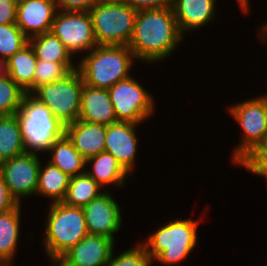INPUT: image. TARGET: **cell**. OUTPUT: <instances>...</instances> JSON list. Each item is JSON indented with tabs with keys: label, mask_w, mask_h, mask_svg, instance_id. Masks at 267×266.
<instances>
[{
	"label": "cell",
	"mask_w": 267,
	"mask_h": 266,
	"mask_svg": "<svg viewBox=\"0 0 267 266\" xmlns=\"http://www.w3.org/2000/svg\"><path fill=\"white\" fill-rule=\"evenodd\" d=\"M37 60L54 63H77V60L52 32L39 34L28 39Z\"/></svg>",
	"instance_id": "cell-24"
},
{
	"label": "cell",
	"mask_w": 267,
	"mask_h": 266,
	"mask_svg": "<svg viewBox=\"0 0 267 266\" xmlns=\"http://www.w3.org/2000/svg\"><path fill=\"white\" fill-rule=\"evenodd\" d=\"M8 75L7 59L0 58V80Z\"/></svg>",
	"instance_id": "cell-38"
},
{
	"label": "cell",
	"mask_w": 267,
	"mask_h": 266,
	"mask_svg": "<svg viewBox=\"0 0 267 266\" xmlns=\"http://www.w3.org/2000/svg\"><path fill=\"white\" fill-rule=\"evenodd\" d=\"M24 153L23 139L16 114L0 116V163Z\"/></svg>",
	"instance_id": "cell-25"
},
{
	"label": "cell",
	"mask_w": 267,
	"mask_h": 266,
	"mask_svg": "<svg viewBox=\"0 0 267 266\" xmlns=\"http://www.w3.org/2000/svg\"><path fill=\"white\" fill-rule=\"evenodd\" d=\"M46 214L40 244L49 263L56 262L70 248L88 235L82 207L58 203H46Z\"/></svg>",
	"instance_id": "cell-3"
},
{
	"label": "cell",
	"mask_w": 267,
	"mask_h": 266,
	"mask_svg": "<svg viewBox=\"0 0 267 266\" xmlns=\"http://www.w3.org/2000/svg\"><path fill=\"white\" fill-rule=\"evenodd\" d=\"M16 116L25 153L45 157L55 141L65 134V125L32 94H25Z\"/></svg>",
	"instance_id": "cell-5"
},
{
	"label": "cell",
	"mask_w": 267,
	"mask_h": 266,
	"mask_svg": "<svg viewBox=\"0 0 267 266\" xmlns=\"http://www.w3.org/2000/svg\"><path fill=\"white\" fill-rule=\"evenodd\" d=\"M107 126L77 120L65 126V134L79 154L88 159L105 151Z\"/></svg>",
	"instance_id": "cell-19"
},
{
	"label": "cell",
	"mask_w": 267,
	"mask_h": 266,
	"mask_svg": "<svg viewBox=\"0 0 267 266\" xmlns=\"http://www.w3.org/2000/svg\"><path fill=\"white\" fill-rule=\"evenodd\" d=\"M88 12L98 45H129L138 11L122 0H100Z\"/></svg>",
	"instance_id": "cell-7"
},
{
	"label": "cell",
	"mask_w": 267,
	"mask_h": 266,
	"mask_svg": "<svg viewBox=\"0 0 267 266\" xmlns=\"http://www.w3.org/2000/svg\"><path fill=\"white\" fill-rule=\"evenodd\" d=\"M26 92L9 75L0 80V116L14 115L20 109Z\"/></svg>",
	"instance_id": "cell-28"
},
{
	"label": "cell",
	"mask_w": 267,
	"mask_h": 266,
	"mask_svg": "<svg viewBox=\"0 0 267 266\" xmlns=\"http://www.w3.org/2000/svg\"><path fill=\"white\" fill-rule=\"evenodd\" d=\"M267 86V85H266ZM267 89V88H266ZM247 100L231 103L228 116L239 125V143L232 148L229 163L239 167L267 137V90ZM230 114V115H229Z\"/></svg>",
	"instance_id": "cell-6"
},
{
	"label": "cell",
	"mask_w": 267,
	"mask_h": 266,
	"mask_svg": "<svg viewBox=\"0 0 267 266\" xmlns=\"http://www.w3.org/2000/svg\"><path fill=\"white\" fill-rule=\"evenodd\" d=\"M43 161V162H42ZM71 177L50 162L41 160L36 197L48 199V204L62 202Z\"/></svg>",
	"instance_id": "cell-21"
},
{
	"label": "cell",
	"mask_w": 267,
	"mask_h": 266,
	"mask_svg": "<svg viewBox=\"0 0 267 266\" xmlns=\"http://www.w3.org/2000/svg\"><path fill=\"white\" fill-rule=\"evenodd\" d=\"M140 125L143 124L118 121L107 126L106 130L105 151L111 153L131 176L138 167L135 163L140 148V133L137 131Z\"/></svg>",
	"instance_id": "cell-13"
},
{
	"label": "cell",
	"mask_w": 267,
	"mask_h": 266,
	"mask_svg": "<svg viewBox=\"0 0 267 266\" xmlns=\"http://www.w3.org/2000/svg\"><path fill=\"white\" fill-rule=\"evenodd\" d=\"M105 190L86 172L73 176L64 200V204L73 207H84L99 197Z\"/></svg>",
	"instance_id": "cell-26"
},
{
	"label": "cell",
	"mask_w": 267,
	"mask_h": 266,
	"mask_svg": "<svg viewBox=\"0 0 267 266\" xmlns=\"http://www.w3.org/2000/svg\"><path fill=\"white\" fill-rule=\"evenodd\" d=\"M267 164V137L255 151L238 167L254 176Z\"/></svg>",
	"instance_id": "cell-31"
},
{
	"label": "cell",
	"mask_w": 267,
	"mask_h": 266,
	"mask_svg": "<svg viewBox=\"0 0 267 266\" xmlns=\"http://www.w3.org/2000/svg\"><path fill=\"white\" fill-rule=\"evenodd\" d=\"M17 204L10 196L3 175L0 172V214L12 210Z\"/></svg>",
	"instance_id": "cell-35"
},
{
	"label": "cell",
	"mask_w": 267,
	"mask_h": 266,
	"mask_svg": "<svg viewBox=\"0 0 267 266\" xmlns=\"http://www.w3.org/2000/svg\"><path fill=\"white\" fill-rule=\"evenodd\" d=\"M218 3V0H173L172 10L181 35L185 38L188 33L218 21Z\"/></svg>",
	"instance_id": "cell-15"
},
{
	"label": "cell",
	"mask_w": 267,
	"mask_h": 266,
	"mask_svg": "<svg viewBox=\"0 0 267 266\" xmlns=\"http://www.w3.org/2000/svg\"><path fill=\"white\" fill-rule=\"evenodd\" d=\"M266 21H264L262 24H259L258 27L260 28H256V32H257V38H259V40H267V18L265 19Z\"/></svg>",
	"instance_id": "cell-37"
},
{
	"label": "cell",
	"mask_w": 267,
	"mask_h": 266,
	"mask_svg": "<svg viewBox=\"0 0 267 266\" xmlns=\"http://www.w3.org/2000/svg\"><path fill=\"white\" fill-rule=\"evenodd\" d=\"M79 120L105 126L118 122L108 89L83 85Z\"/></svg>",
	"instance_id": "cell-18"
},
{
	"label": "cell",
	"mask_w": 267,
	"mask_h": 266,
	"mask_svg": "<svg viewBox=\"0 0 267 266\" xmlns=\"http://www.w3.org/2000/svg\"><path fill=\"white\" fill-rule=\"evenodd\" d=\"M184 40L172 8L146 9L137 12L128 47L139 65L156 66L173 56Z\"/></svg>",
	"instance_id": "cell-1"
},
{
	"label": "cell",
	"mask_w": 267,
	"mask_h": 266,
	"mask_svg": "<svg viewBox=\"0 0 267 266\" xmlns=\"http://www.w3.org/2000/svg\"><path fill=\"white\" fill-rule=\"evenodd\" d=\"M130 77L120 80L108 89L117 121L144 124L156 115L157 102L152 92L140 80Z\"/></svg>",
	"instance_id": "cell-8"
},
{
	"label": "cell",
	"mask_w": 267,
	"mask_h": 266,
	"mask_svg": "<svg viewBox=\"0 0 267 266\" xmlns=\"http://www.w3.org/2000/svg\"><path fill=\"white\" fill-rule=\"evenodd\" d=\"M77 69V63H54L37 60L33 78V92L42 85L63 80Z\"/></svg>",
	"instance_id": "cell-27"
},
{
	"label": "cell",
	"mask_w": 267,
	"mask_h": 266,
	"mask_svg": "<svg viewBox=\"0 0 267 266\" xmlns=\"http://www.w3.org/2000/svg\"><path fill=\"white\" fill-rule=\"evenodd\" d=\"M17 5L12 0H0V25L16 23Z\"/></svg>",
	"instance_id": "cell-34"
},
{
	"label": "cell",
	"mask_w": 267,
	"mask_h": 266,
	"mask_svg": "<svg viewBox=\"0 0 267 266\" xmlns=\"http://www.w3.org/2000/svg\"><path fill=\"white\" fill-rule=\"evenodd\" d=\"M45 158L70 177L85 172L86 159L79 154L66 134L55 141Z\"/></svg>",
	"instance_id": "cell-22"
},
{
	"label": "cell",
	"mask_w": 267,
	"mask_h": 266,
	"mask_svg": "<svg viewBox=\"0 0 267 266\" xmlns=\"http://www.w3.org/2000/svg\"><path fill=\"white\" fill-rule=\"evenodd\" d=\"M123 250L117 253L114 249L106 266H153L145 246L140 241Z\"/></svg>",
	"instance_id": "cell-29"
},
{
	"label": "cell",
	"mask_w": 267,
	"mask_h": 266,
	"mask_svg": "<svg viewBox=\"0 0 267 266\" xmlns=\"http://www.w3.org/2000/svg\"><path fill=\"white\" fill-rule=\"evenodd\" d=\"M136 11L172 8L173 0H122Z\"/></svg>",
	"instance_id": "cell-32"
},
{
	"label": "cell",
	"mask_w": 267,
	"mask_h": 266,
	"mask_svg": "<svg viewBox=\"0 0 267 266\" xmlns=\"http://www.w3.org/2000/svg\"><path fill=\"white\" fill-rule=\"evenodd\" d=\"M114 194V191H105L84 206L83 211L88 234L105 236L117 243L115 237L124 226V207L116 200Z\"/></svg>",
	"instance_id": "cell-12"
},
{
	"label": "cell",
	"mask_w": 267,
	"mask_h": 266,
	"mask_svg": "<svg viewBox=\"0 0 267 266\" xmlns=\"http://www.w3.org/2000/svg\"><path fill=\"white\" fill-rule=\"evenodd\" d=\"M57 11L54 0H27L17 6L16 25L28 38L50 32Z\"/></svg>",
	"instance_id": "cell-16"
},
{
	"label": "cell",
	"mask_w": 267,
	"mask_h": 266,
	"mask_svg": "<svg viewBox=\"0 0 267 266\" xmlns=\"http://www.w3.org/2000/svg\"><path fill=\"white\" fill-rule=\"evenodd\" d=\"M139 63L128 46L97 45L77 63L83 83L109 89L120 80L130 77Z\"/></svg>",
	"instance_id": "cell-4"
},
{
	"label": "cell",
	"mask_w": 267,
	"mask_h": 266,
	"mask_svg": "<svg viewBox=\"0 0 267 266\" xmlns=\"http://www.w3.org/2000/svg\"><path fill=\"white\" fill-rule=\"evenodd\" d=\"M255 176L264 178L267 185V164Z\"/></svg>",
	"instance_id": "cell-39"
},
{
	"label": "cell",
	"mask_w": 267,
	"mask_h": 266,
	"mask_svg": "<svg viewBox=\"0 0 267 266\" xmlns=\"http://www.w3.org/2000/svg\"><path fill=\"white\" fill-rule=\"evenodd\" d=\"M37 58L28 43L7 60L8 75L26 93H33V78Z\"/></svg>",
	"instance_id": "cell-23"
},
{
	"label": "cell",
	"mask_w": 267,
	"mask_h": 266,
	"mask_svg": "<svg viewBox=\"0 0 267 266\" xmlns=\"http://www.w3.org/2000/svg\"><path fill=\"white\" fill-rule=\"evenodd\" d=\"M22 204L0 214V265H14L18 246L21 243ZM20 242V243H19Z\"/></svg>",
	"instance_id": "cell-20"
},
{
	"label": "cell",
	"mask_w": 267,
	"mask_h": 266,
	"mask_svg": "<svg viewBox=\"0 0 267 266\" xmlns=\"http://www.w3.org/2000/svg\"><path fill=\"white\" fill-rule=\"evenodd\" d=\"M206 211L201 213L198 219L173 218L163 222L154 231L148 233V237L140 241L146 248L153 265L176 266L193 253L199 245L198 228L202 220L206 218ZM202 219V220H201Z\"/></svg>",
	"instance_id": "cell-2"
},
{
	"label": "cell",
	"mask_w": 267,
	"mask_h": 266,
	"mask_svg": "<svg viewBox=\"0 0 267 266\" xmlns=\"http://www.w3.org/2000/svg\"><path fill=\"white\" fill-rule=\"evenodd\" d=\"M83 85L82 76L76 69L63 80L40 86L32 95L66 126L79 119Z\"/></svg>",
	"instance_id": "cell-9"
},
{
	"label": "cell",
	"mask_w": 267,
	"mask_h": 266,
	"mask_svg": "<svg viewBox=\"0 0 267 266\" xmlns=\"http://www.w3.org/2000/svg\"><path fill=\"white\" fill-rule=\"evenodd\" d=\"M28 37L16 25H0V58L9 59L28 44Z\"/></svg>",
	"instance_id": "cell-30"
},
{
	"label": "cell",
	"mask_w": 267,
	"mask_h": 266,
	"mask_svg": "<svg viewBox=\"0 0 267 266\" xmlns=\"http://www.w3.org/2000/svg\"><path fill=\"white\" fill-rule=\"evenodd\" d=\"M58 10L89 11L100 0H54Z\"/></svg>",
	"instance_id": "cell-33"
},
{
	"label": "cell",
	"mask_w": 267,
	"mask_h": 266,
	"mask_svg": "<svg viewBox=\"0 0 267 266\" xmlns=\"http://www.w3.org/2000/svg\"><path fill=\"white\" fill-rule=\"evenodd\" d=\"M259 41H261V44L263 45V44H267V40H259ZM266 81H267V76H266ZM267 84V83H266Z\"/></svg>",
	"instance_id": "cell-41"
},
{
	"label": "cell",
	"mask_w": 267,
	"mask_h": 266,
	"mask_svg": "<svg viewBox=\"0 0 267 266\" xmlns=\"http://www.w3.org/2000/svg\"><path fill=\"white\" fill-rule=\"evenodd\" d=\"M116 242L101 235H86L55 263L59 266H106Z\"/></svg>",
	"instance_id": "cell-14"
},
{
	"label": "cell",
	"mask_w": 267,
	"mask_h": 266,
	"mask_svg": "<svg viewBox=\"0 0 267 266\" xmlns=\"http://www.w3.org/2000/svg\"><path fill=\"white\" fill-rule=\"evenodd\" d=\"M85 172L92 177L105 191L114 187L125 188L131 175L122 167L119 161L109 152L103 151L86 159Z\"/></svg>",
	"instance_id": "cell-17"
},
{
	"label": "cell",
	"mask_w": 267,
	"mask_h": 266,
	"mask_svg": "<svg viewBox=\"0 0 267 266\" xmlns=\"http://www.w3.org/2000/svg\"><path fill=\"white\" fill-rule=\"evenodd\" d=\"M50 32L63 42L77 61L98 45L88 11L58 10Z\"/></svg>",
	"instance_id": "cell-10"
},
{
	"label": "cell",
	"mask_w": 267,
	"mask_h": 266,
	"mask_svg": "<svg viewBox=\"0 0 267 266\" xmlns=\"http://www.w3.org/2000/svg\"><path fill=\"white\" fill-rule=\"evenodd\" d=\"M236 4H238L239 8L241 9V12L244 14H249L250 11L252 10V3L251 0H236Z\"/></svg>",
	"instance_id": "cell-36"
},
{
	"label": "cell",
	"mask_w": 267,
	"mask_h": 266,
	"mask_svg": "<svg viewBox=\"0 0 267 266\" xmlns=\"http://www.w3.org/2000/svg\"><path fill=\"white\" fill-rule=\"evenodd\" d=\"M42 158L44 157L24 153L0 163V172L7 185L8 192L18 204H23V199L32 197L34 199V196L36 197Z\"/></svg>",
	"instance_id": "cell-11"
},
{
	"label": "cell",
	"mask_w": 267,
	"mask_h": 266,
	"mask_svg": "<svg viewBox=\"0 0 267 266\" xmlns=\"http://www.w3.org/2000/svg\"><path fill=\"white\" fill-rule=\"evenodd\" d=\"M17 6L21 3L26 2L27 0H12Z\"/></svg>",
	"instance_id": "cell-40"
}]
</instances>
